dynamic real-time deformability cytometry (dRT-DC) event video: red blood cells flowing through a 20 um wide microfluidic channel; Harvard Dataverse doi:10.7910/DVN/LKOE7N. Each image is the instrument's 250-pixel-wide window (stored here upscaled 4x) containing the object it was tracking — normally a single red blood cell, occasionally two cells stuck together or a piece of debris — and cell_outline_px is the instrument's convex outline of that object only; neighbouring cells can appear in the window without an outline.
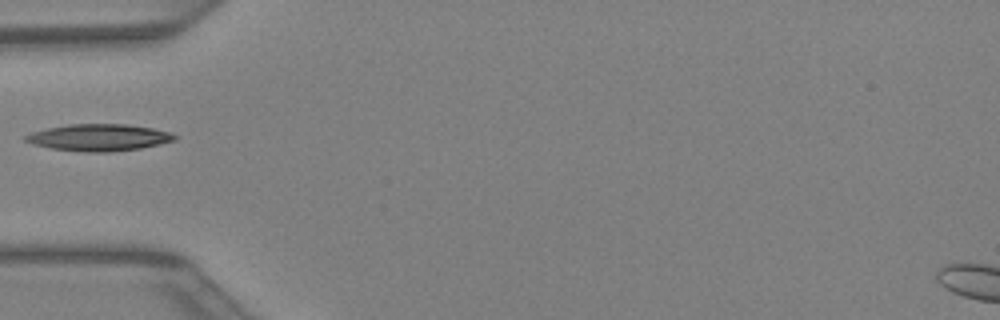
{"species": "Egyptian fruit bat (a non-hibernating species)", "species_latin": "Rousettus aegyptiacus", "temperature_condition": "warm", "stored_images_in_passage": 29, "camera_frame_rate_fps": 3000, "um_per_image_px": 0.085, "animal": {"sex": "female"}, "frame": {"image": 1, "passage_image": 1, "time_ms": 0.0, "image_size_px": [1000, 320], "cell_outline_px": [[176, 140], [160, 144], [140, 148], [108, 152], [84, 152], [52, 148], [36, 144], [24, 140], [24, 136], [32, 132], [48, 128], [68, 124], [128, 124], [152, 128], [172, 132], [176, 136]], "centroid_in_image_um": [8.45, 11.68], "position_along_channel_um": 76.6, "area_um2": 23.18}}
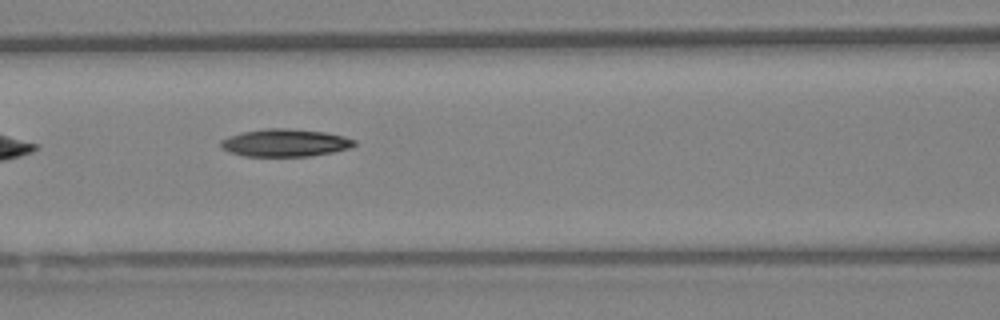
{"frame": {"image": 2, "passage_image": 5, "time_ms": 1.333, "image_size_px": [1000, 320], "cell_outline_px": [[356, 144], [348, 148], [332, 152], [308, 156], [244, 156], [232, 152], [224, 148], [220, 144], [220, 140], [228, 136], [244, 132], [264, 128], [284, 128], [324, 132], [344, 136], [356, 140]], "centroid_in_image_um": [24.24, 12.13], "position_along_channel_um": 142.4, "area_um2": 21.21}}
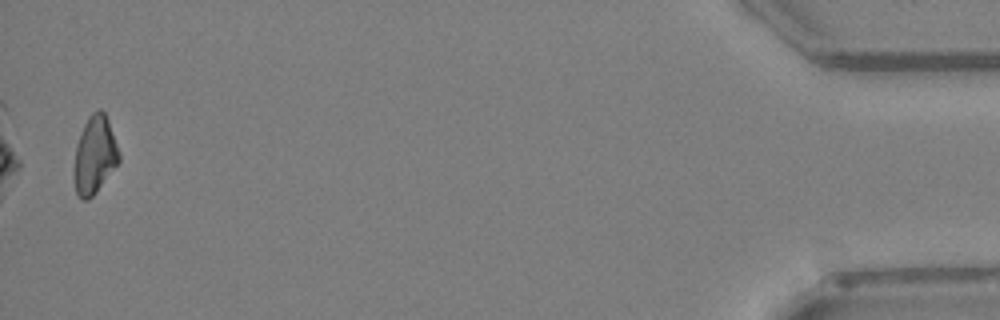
{"frame": {"image": 3, "passage_image": 28, "time_ms": 9.0, "image_size_px": [1000, 320], "cell_outline_px": [[120, 160], [96, 192], [88, 200], [80, 200], [76, 192], [72, 176], [72, 172], [76, 144], [84, 124], [88, 116], [92, 112], [100, 108], [104, 112], [108, 120], [120, 152]], "centroid_in_image_um": [8.01, 13.19], "position_along_channel_um": 427.2, "area_um2": 20.63}}